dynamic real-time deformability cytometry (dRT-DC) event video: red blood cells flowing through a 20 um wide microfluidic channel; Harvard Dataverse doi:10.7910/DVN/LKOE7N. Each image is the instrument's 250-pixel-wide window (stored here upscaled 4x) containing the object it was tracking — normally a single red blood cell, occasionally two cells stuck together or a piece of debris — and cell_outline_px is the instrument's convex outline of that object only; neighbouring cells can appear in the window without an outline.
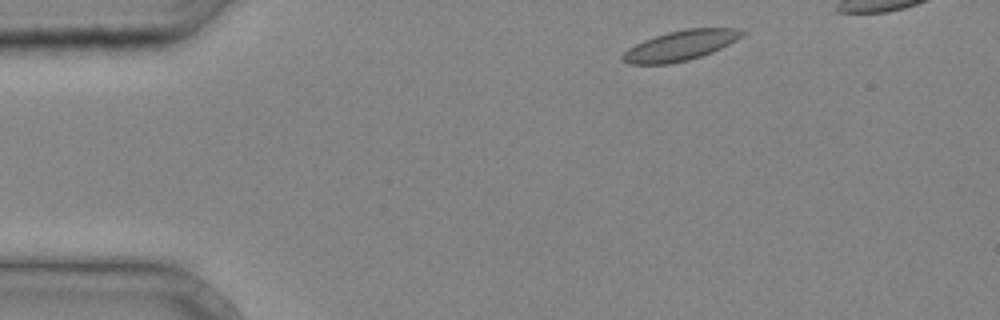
{"species": "common noctule bat (a hibernating species)", "species_latin": "Nyctalus noctula", "temperature_condition": "cold", "stored_images_in_passage": 2, "segment_of_instrument_passage": [2, 2], "camera_frame_rate_fps": 3000, "um_per_image_px": 0.085, "animal": {"sex": "male", "body_mass_g": 20.4}, "frame": {"image": 1, "passage_image": 2, "time_ms": 0.333, "image_size_px": [1000, 320], "cell_outline_px": [[748, 32], [736, 40], [712, 52], [688, 60], [668, 64], [628, 64], [620, 60], [620, 56], [628, 48], [644, 40], [668, 32], [684, 28], [740, 28]], "centroid_in_image_um": [57.83, 3.86], "position_along_channel_um": 27.2, "area_um2": 20.98}}